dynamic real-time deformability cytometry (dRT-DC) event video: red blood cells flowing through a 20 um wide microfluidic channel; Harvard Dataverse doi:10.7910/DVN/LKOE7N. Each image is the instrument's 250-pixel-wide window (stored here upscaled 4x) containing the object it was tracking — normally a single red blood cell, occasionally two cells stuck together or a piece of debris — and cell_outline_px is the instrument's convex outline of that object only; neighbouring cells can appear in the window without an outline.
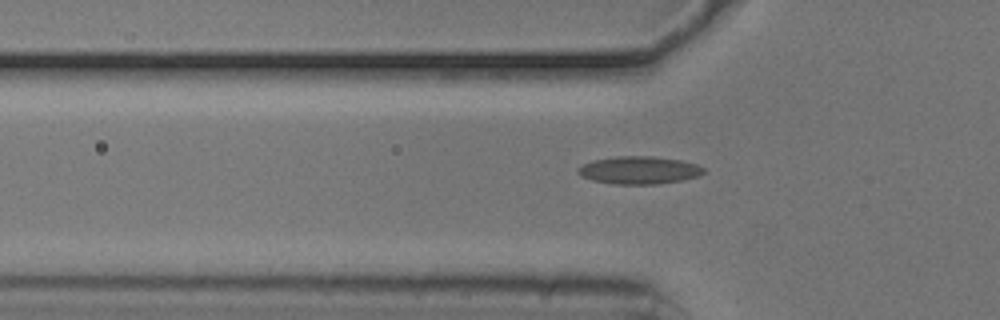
{"species": "common noctule bat (a hibernating species)", "species_latin": "Nyctalus noctula", "temperature_condition": "cold", "stored_images_in_passage": 47, "camera_frame_rate_fps": 3000, "um_per_image_px": 0.085, "animal": {"sex": "male", "body_mass_g": 20.5, "forearm_length_mm": 52.5}, "frame": {"image": 1, "passage_image": 17, "time_ms": 5.333, "image_size_px": [1000, 320], "cell_outline_px": [[704, 172], [696, 176], [680, 180], [656, 184], [612, 184], [592, 180], [580, 176], [576, 172], [576, 168], [592, 160], [616, 156], [652, 156], [680, 160], [696, 164], [704, 168]], "centroid_in_image_um": [54.25, 14.46], "position_along_channel_um": 71.6, "area_um2": 20.23}}
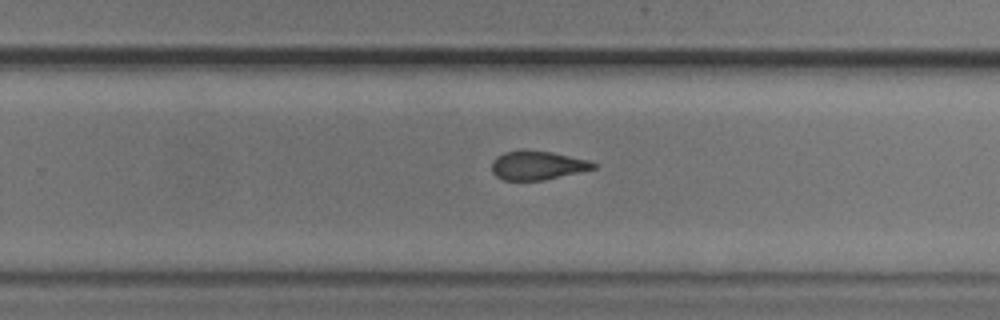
{"frame": {"image": 2, "passage_image": 34, "time_ms": 11.0, "image_size_px": [1000, 320], "cell_outline_px": [[596, 168], [580, 172], [544, 180], [504, 180], [496, 176], [492, 172], [492, 160], [496, 156], [504, 152], [552, 152], [588, 160], [596, 164]], "centroid_in_image_um": [45.68, 14.08], "position_along_channel_um": 284.1, "area_um2": 16.65}}
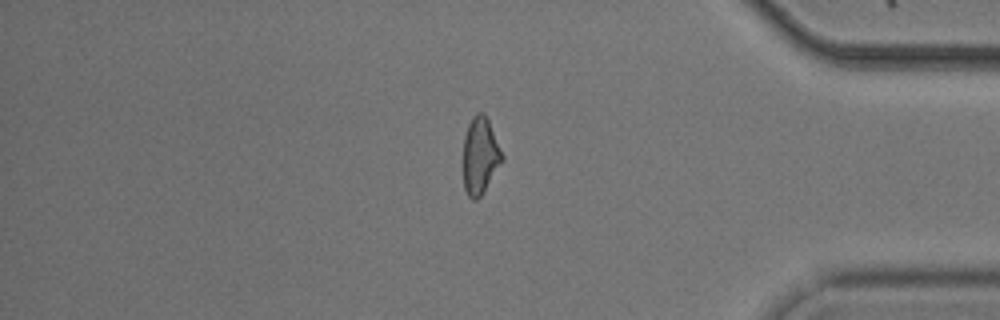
{"frame": {"image": 3, "passage_image": 45, "time_ms": 14.667, "image_size_px": [1000, 320], "cell_outline_px": [[504, 160], [480, 196], [476, 200], [472, 200], [468, 196], [464, 188], [464, 136], [468, 124], [472, 116], [476, 112], [484, 112], [488, 120], [504, 156]], "centroid_in_image_um": [40.82, 13.21], "position_along_channel_um": 394.4, "area_um2": 17.34}}